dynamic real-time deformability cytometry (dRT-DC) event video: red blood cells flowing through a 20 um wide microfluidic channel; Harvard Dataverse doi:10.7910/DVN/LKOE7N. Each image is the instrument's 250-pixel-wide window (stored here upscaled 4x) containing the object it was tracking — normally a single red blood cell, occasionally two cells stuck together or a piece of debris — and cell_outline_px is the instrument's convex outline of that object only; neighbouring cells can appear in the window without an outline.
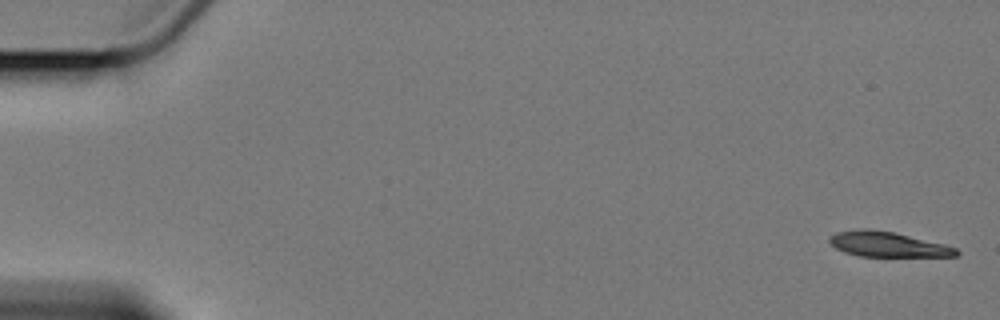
{"species": "Egyptian fruit bat (a non-hibernating species)", "species_latin": "Rousettus aegyptiacus", "temperature_condition": "cold", "stored_images_in_passage": 5, "camera_frame_rate_fps": 3000, "um_per_image_px": 0.085, "animal": {"sex": "female"}, "frame": {"image": 1, "passage_image": 1, "time_ms": 0.0, "image_size_px": [1000, 320], "cell_outline_px": [[960, 252], [956, 256], [860, 256], [844, 252], [836, 248], [828, 240], [828, 236], [836, 232], [864, 228], [868, 228], [892, 232], [944, 244], [956, 248]], "centroid_in_image_um": [75.41, 20.76], "position_along_channel_um": 9.6, "area_um2": 18.32}}
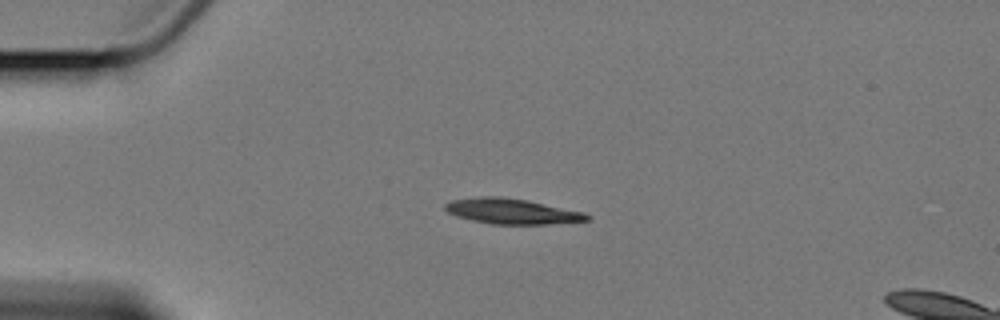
{"frame": {"image": 2, "passage_image": 4, "time_ms": 4.333, "image_size_px": [1000, 320], "cell_outline_px": [[592, 220], [548, 224], [492, 224], [472, 220], [456, 216], [448, 212], [444, 208], [444, 204], [452, 200], [476, 196], [500, 196], [528, 200], [584, 212], [592, 216]], "centroid_in_image_um": [43.52, 17.95], "position_along_channel_um": 41.5, "area_um2": 21.15}}